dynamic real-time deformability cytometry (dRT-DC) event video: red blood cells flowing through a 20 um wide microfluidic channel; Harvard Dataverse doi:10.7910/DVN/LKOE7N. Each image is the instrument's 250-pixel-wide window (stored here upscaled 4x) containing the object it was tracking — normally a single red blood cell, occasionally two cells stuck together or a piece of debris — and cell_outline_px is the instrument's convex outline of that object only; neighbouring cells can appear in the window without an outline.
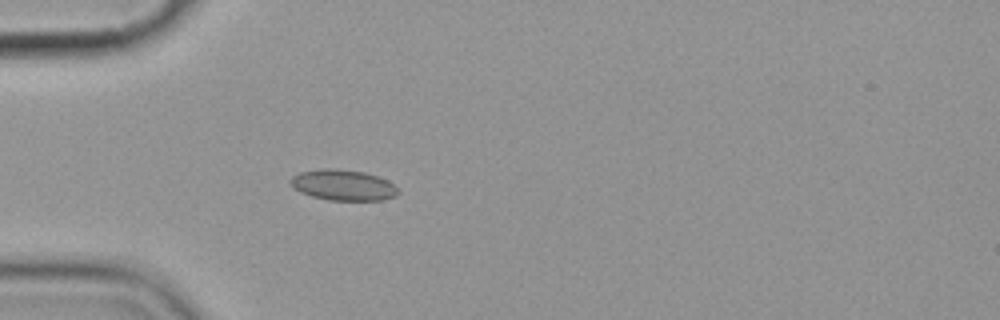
{"species": "common noctule bat (a hibernating species)", "species_latin": "Nyctalus noctula", "temperature_condition": "cold", "stored_images_in_passage": 4, "camera_frame_rate_fps": 3000, "um_per_image_px": 0.085, "animal": {"sex": "female", "body_mass_g": 19.9}, "frame": {"image": 1, "passage_image": 4, "time_ms": 3.333, "image_size_px": [1000, 320], "cell_outline_px": [[400, 192], [396, 196], [380, 200], [328, 200], [312, 196], [300, 192], [292, 188], [288, 180], [292, 176], [300, 172], [324, 168], [328, 168], [364, 172], [388, 180]], "centroid_in_image_um": [29.12, 15.73], "position_along_channel_um": 55.9, "area_um2": 19.25}}